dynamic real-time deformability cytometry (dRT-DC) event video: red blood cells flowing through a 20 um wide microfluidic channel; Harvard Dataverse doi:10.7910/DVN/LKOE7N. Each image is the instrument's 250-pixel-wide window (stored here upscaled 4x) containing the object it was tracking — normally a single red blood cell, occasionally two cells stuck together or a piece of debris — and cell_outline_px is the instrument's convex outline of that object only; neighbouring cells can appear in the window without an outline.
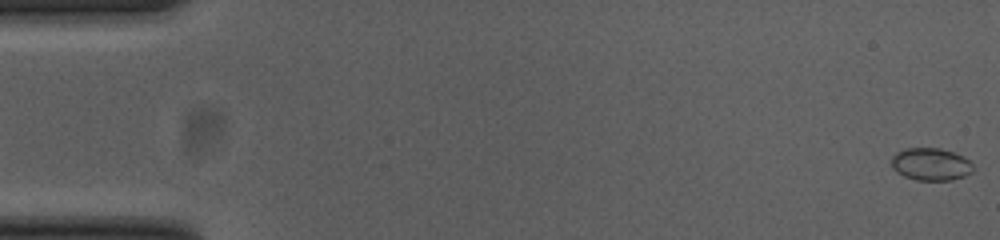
{"species": "common noctule bat (a hibernating species)", "species_latin": "Nyctalus noctula", "temperature_condition": "cold", "stored_images_in_passage": 55, "camera_frame_rate_fps": 3000, "um_per_image_px": 0.085, "animal": {"sex": "female", "body_mass_g": 23.0, "forearm_length_mm": 53.4}, "frame": {"image": 1, "passage_image": 1, "time_ms": 0.0, "image_size_px": [1000, 240], "cell_outline_px": [[972, 172], [964, 176], [952, 180], [916, 180], [904, 176], [896, 172], [892, 168], [892, 156], [896, 152], [904, 148], [940, 148], [964, 156], [972, 164]], "centroid_in_image_um": [79.1, 13.96], "position_along_channel_um": 5.9, "area_um2": 15.49}, "authors_computed_cell_mechanics": {"area_um2": 14.6812, "velocity_mm_per_s": 3.7072, "shape_relaxation_time_tau1_ms": 2.7989, "shape_relaxation_time_tau2_ms": null, "deformation_change_tau1": 0.0614, "deformation_change_tau2": null}}